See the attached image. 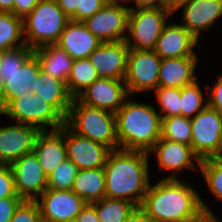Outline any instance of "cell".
Instances as JSON below:
<instances>
[{
    "label": "cell",
    "instance_id": "obj_45",
    "mask_svg": "<svg viewBox=\"0 0 222 222\" xmlns=\"http://www.w3.org/2000/svg\"><path fill=\"white\" fill-rule=\"evenodd\" d=\"M189 1L190 0H164V7L174 14L182 5Z\"/></svg>",
    "mask_w": 222,
    "mask_h": 222
},
{
    "label": "cell",
    "instance_id": "obj_42",
    "mask_svg": "<svg viewBox=\"0 0 222 222\" xmlns=\"http://www.w3.org/2000/svg\"><path fill=\"white\" fill-rule=\"evenodd\" d=\"M80 1L81 0H56L59 7L69 18L76 13L77 8H80Z\"/></svg>",
    "mask_w": 222,
    "mask_h": 222
},
{
    "label": "cell",
    "instance_id": "obj_49",
    "mask_svg": "<svg viewBox=\"0 0 222 222\" xmlns=\"http://www.w3.org/2000/svg\"><path fill=\"white\" fill-rule=\"evenodd\" d=\"M63 222H78L77 219H71V220H66V221H63Z\"/></svg>",
    "mask_w": 222,
    "mask_h": 222
},
{
    "label": "cell",
    "instance_id": "obj_30",
    "mask_svg": "<svg viewBox=\"0 0 222 222\" xmlns=\"http://www.w3.org/2000/svg\"><path fill=\"white\" fill-rule=\"evenodd\" d=\"M161 138L191 146V118L184 116L162 118Z\"/></svg>",
    "mask_w": 222,
    "mask_h": 222
},
{
    "label": "cell",
    "instance_id": "obj_17",
    "mask_svg": "<svg viewBox=\"0 0 222 222\" xmlns=\"http://www.w3.org/2000/svg\"><path fill=\"white\" fill-rule=\"evenodd\" d=\"M129 47L124 41L102 42L90 55L89 60L100 78L124 80L127 71Z\"/></svg>",
    "mask_w": 222,
    "mask_h": 222
},
{
    "label": "cell",
    "instance_id": "obj_36",
    "mask_svg": "<svg viewBox=\"0 0 222 222\" xmlns=\"http://www.w3.org/2000/svg\"><path fill=\"white\" fill-rule=\"evenodd\" d=\"M20 197L15 189L14 175L11 166L0 164V199Z\"/></svg>",
    "mask_w": 222,
    "mask_h": 222
},
{
    "label": "cell",
    "instance_id": "obj_41",
    "mask_svg": "<svg viewBox=\"0 0 222 222\" xmlns=\"http://www.w3.org/2000/svg\"><path fill=\"white\" fill-rule=\"evenodd\" d=\"M76 219L78 222H100L95 209V202L86 203Z\"/></svg>",
    "mask_w": 222,
    "mask_h": 222
},
{
    "label": "cell",
    "instance_id": "obj_15",
    "mask_svg": "<svg viewBox=\"0 0 222 222\" xmlns=\"http://www.w3.org/2000/svg\"><path fill=\"white\" fill-rule=\"evenodd\" d=\"M64 140L67 159L71 160L79 170L104 167L111 149L106 145L82 137L64 125Z\"/></svg>",
    "mask_w": 222,
    "mask_h": 222
},
{
    "label": "cell",
    "instance_id": "obj_21",
    "mask_svg": "<svg viewBox=\"0 0 222 222\" xmlns=\"http://www.w3.org/2000/svg\"><path fill=\"white\" fill-rule=\"evenodd\" d=\"M101 43L83 22L70 20L55 44L76 60L89 58Z\"/></svg>",
    "mask_w": 222,
    "mask_h": 222
},
{
    "label": "cell",
    "instance_id": "obj_16",
    "mask_svg": "<svg viewBox=\"0 0 222 222\" xmlns=\"http://www.w3.org/2000/svg\"><path fill=\"white\" fill-rule=\"evenodd\" d=\"M39 127L17 123L0 128V164L10 165L25 154L33 152Z\"/></svg>",
    "mask_w": 222,
    "mask_h": 222
},
{
    "label": "cell",
    "instance_id": "obj_3",
    "mask_svg": "<svg viewBox=\"0 0 222 222\" xmlns=\"http://www.w3.org/2000/svg\"><path fill=\"white\" fill-rule=\"evenodd\" d=\"M115 116L120 149L148 153L161 137L162 118L152 105L125 100Z\"/></svg>",
    "mask_w": 222,
    "mask_h": 222
},
{
    "label": "cell",
    "instance_id": "obj_32",
    "mask_svg": "<svg viewBox=\"0 0 222 222\" xmlns=\"http://www.w3.org/2000/svg\"><path fill=\"white\" fill-rule=\"evenodd\" d=\"M78 167L69 159L58 165L54 171L47 176V188L55 190H71L77 175Z\"/></svg>",
    "mask_w": 222,
    "mask_h": 222
},
{
    "label": "cell",
    "instance_id": "obj_40",
    "mask_svg": "<svg viewBox=\"0 0 222 222\" xmlns=\"http://www.w3.org/2000/svg\"><path fill=\"white\" fill-rule=\"evenodd\" d=\"M40 2V0H14L13 14L24 19Z\"/></svg>",
    "mask_w": 222,
    "mask_h": 222
},
{
    "label": "cell",
    "instance_id": "obj_48",
    "mask_svg": "<svg viewBox=\"0 0 222 222\" xmlns=\"http://www.w3.org/2000/svg\"><path fill=\"white\" fill-rule=\"evenodd\" d=\"M125 3L128 1H133V0H106L107 4H115V5H119L120 3L124 2ZM120 2V3H119Z\"/></svg>",
    "mask_w": 222,
    "mask_h": 222
},
{
    "label": "cell",
    "instance_id": "obj_35",
    "mask_svg": "<svg viewBox=\"0 0 222 222\" xmlns=\"http://www.w3.org/2000/svg\"><path fill=\"white\" fill-rule=\"evenodd\" d=\"M10 222H42L37 202L23 200L15 209Z\"/></svg>",
    "mask_w": 222,
    "mask_h": 222
},
{
    "label": "cell",
    "instance_id": "obj_33",
    "mask_svg": "<svg viewBox=\"0 0 222 222\" xmlns=\"http://www.w3.org/2000/svg\"><path fill=\"white\" fill-rule=\"evenodd\" d=\"M199 168L208 188L219 200H222V157L201 160Z\"/></svg>",
    "mask_w": 222,
    "mask_h": 222
},
{
    "label": "cell",
    "instance_id": "obj_8",
    "mask_svg": "<svg viewBox=\"0 0 222 222\" xmlns=\"http://www.w3.org/2000/svg\"><path fill=\"white\" fill-rule=\"evenodd\" d=\"M171 15L172 13L165 7L130 9L128 35L125 39L127 46L130 49L154 50L167 24L166 18Z\"/></svg>",
    "mask_w": 222,
    "mask_h": 222
},
{
    "label": "cell",
    "instance_id": "obj_38",
    "mask_svg": "<svg viewBox=\"0 0 222 222\" xmlns=\"http://www.w3.org/2000/svg\"><path fill=\"white\" fill-rule=\"evenodd\" d=\"M23 201L21 197H7L0 199V222H10L15 209Z\"/></svg>",
    "mask_w": 222,
    "mask_h": 222
},
{
    "label": "cell",
    "instance_id": "obj_19",
    "mask_svg": "<svg viewBox=\"0 0 222 222\" xmlns=\"http://www.w3.org/2000/svg\"><path fill=\"white\" fill-rule=\"evenodd\" d=\"M198 41L181 24H166L154 51L161 59L197 57L194 47Z\"/></svg>",
    "mask_w": 222,
    "mask_h": 222
},
{
    "label": "cell",
    "instance_id": "obj_24",
    "mask_svg": "<svg viewBox=\"0 0 222 222\" xmlns=\"http://www.w3.org/2000/svg\"><path fill=\"white\" fill-rule=\"evenodd\" d=\"M31 93L54 106L66 118L73 97L69 94L65 82L40 70L37 80L32 84Z\"/></svg>",
    "mask_w": 222,
    "mask_h": 222
},
{
    "label": "cell",
    "instance_id": "obj_7",
    "mask_svg": "<svg viewBox=\"0 0 222 222\" xmlns=\"http://www.w3.org/2000/svg\"><path fill=\"white\" fill-rule=\"evenodd\" d=\"M17 123L39 127L42 131L59 129L65 125V117L52 105L38 95L26 93L22 97L12 99L1 111Z\"/></svg>",
    "mask_w": 222,
    "mask_h": 222
},
{
    "label": "cell",
    "instance_id": "obj_22",
    "mask_svg": "<svg viewBox=\"0 0 222 222\" xmlns=\"http://www.w3.org/2000/svg\"><path fill=\"white\" fill-rule=\"evenodd\" d=\"M182 26L199 40L200 31L207 30L222 16V0H190L182 5Z\"/></svg>",
    "mask_w": 222,
    "mask_h": 222
},
{
    "label": "cell",
    "instance_id": "obj_2",
    "mask_svg": "<svg viewBox=\"0 0 222 222\" xmlns=\"http://www.w3.org/2000/svg\"><path fill=\"white\" fill-rule=\"evenodd\" d=\"M148 165L147 152L111 150L103 167L105 197L131 201L140 207L150 185Z\"/></svg>",
    "mask_w": 222,
    "mask_h": 222
},
{
    "label": "cell",
    "instance_id": "obj_23",
    "mask_svg": "<svg viewBox=\"0 0 222 222\" xmlns=\"http://www.w3.org/2000/svg\"><path fill=\"white\" fill-rule=\"evenodd\" d=\"M198 57L162 59L158 87L182 88L197 79L195 69Z\"/></svg>",
    "mask_w": 222,
    "mask_h": 222
},
{
    "label": "cell",
    "instance_id": "obj_4",
    "mask_svg": "<svg viewBox=\"0 0 222 222\" xmlns=\"http://www.w3.org/2000/svg\"><path fill=\"white\" fill-rule=\"evenodd\" d=\"M41 66L34 49L27 45L0 52V111L12 100L31 93Z\"/></svg>",
    "mask_w": 222,
    "mask_h": 222
},
{
    "label": "cell",
    "instance_id": "obj_28",
    "mask_svg": "<svg viewBox=\"0 0 222 222\" xmlns=\"http://www.w3.org/2000/svg\"><path fill=\"white\" fill-rule=\"evenodd\" d=\"M24 45L23 19L13 13L0 12V52Z\"/></svg>",
    "mask_w": 222,
    "mask_h": 222
},
{
    "label": "cell",
    "instance_id": "obj_25",
    "mask_svg": "<svg viewBox=\"0 0 222 222\" xmlns=\"http://www.w3.org/2000/svg\"><path fill=\"white\" fill-rule=\"evenodd\" d=\"M41 70L53 78L66 83L73 59L56 44H47L34 49Z\"/></svg>",
    "mask_w": 222,
    "mask_h": 222
},
{
    "label": "cell",
    "instance_id": "obj_20",
    "mask_svg": "<svg viewBox=\"0 0 222 222\" xmlns=\"http://www.w3.org/2000/svg\"><path fill=\"white\" fill-rule=\"evenodd\" d=\"M33 153L44 173L49 176L58 165L67 159L64 125L59 129L41 131L37 137Z\"/></svg>",
    "mask_w": 222,
    "mask_h": 222
},
{
    "label": "cell",
    "instance_id": "obj_37",
    "mask_svg": "<svg viewBox=\"0 0 222 222\" xmlns=\"http://www.w3.org/2000/svg\"><path fill=\"white\" fill-rule=\"evenodd\" d=\"M106 4V0H81L80 8L70 18L72 21L83 22Z\"/></svg>",
    "mask_w": 222,
    "mask_h": 222
},
{
    "label": "cell",
    "instance_id": "obj_10",
    "mask_svg": "<svg viewBox=\"0 0 222 222\" xmlns=\"http://www.w3.org/2000/svg\"><path fill=\"white\" fill-rule=\"evenodd\" d=\"M161 61L154 50L129 49L124 79L129 95L158 87Z\"/></svg>",
    "mask_w": 222,
    "mask_h": 222
},
{
    "label": "cell",
    "instance_id": "obj_13",
    "mask_svg": "<svg viewBox=\"0 0 222 222\" xmlns=\"http://www.w3.org/2000/svg\"><path fill=\"white\" fill-rule=\"evenodd\" d=\"M37 200L42 222H63L76 219L86 202L72 190L47 188ZM40 199V200H39Z\"/></svg>",
    "mask_w": 222,
    "mask_h": 222
},
{
    "label": "cell",
    "instance_id": "obj_1",
    "mask_svg": "<svg viewBox=\"0 0 222 222\" xmlns=\"http://www.w3.org/2000/svg\"><path fill=\"white\" fill-rule=\"evenodd\" d=\"M140 208L153 222H190L212 213L195 189L178 178L150 184Z\"/></svg>",
    "mask_w": 222,
    "mask_h": 222
},
{
    "label": "cell",
    "instance_id": "obj_44",
    "mask_svg": "<svg viewBox=\"0 0 222 222\" xmlns=\"http://www.w3.org/2000/svg\"><path fill=\"white\" fill-rule=\"evenodd\" d=\"M125 222H153V221L147 217L145 212L140 207H136L127 217Z\"/></svg>",
    "mask_w": 222,
    "mask_h": 222
},
{
    "label": "cell",
    "instance_id": "obj_9",
    "mask_svg": "<svg viewBox=\"0 0 222 222\" xmlns=\"http://www.w3.org/2000/svg\"><path fill=\"white\" fill-rule=\"evenodd\" d=\"M191 147L201 159L222 157V115L207 106L191 118Z\"/></svg>",
    "mask_w": 222,
    "mask_h": 222
},
{
    "label": "cell",
    "instance_id": "obj_47",
    "mask_svg": "<svg viewBox=\"0 0 222 222\" xmlns=\"http://www.w3.org/2000/svg\"><path fill=\"white\" fill-rule=\"evenodd\" d=\"M14 0H0V12L12 13Z\"/></svg>",
    "mask_w": 222,
    "mask_h": 222
},
{
    "label": "cell",
    "instance_id": "obj_31",
    "mask_svg": "<svg viewBox=\"0 0 222 222\" xmlns=\"http://www.w3.org/2000/svg\"><path fill=\"white\" fill-rule=\"evenodd\" d=\"M181 92V116L193 118L203 111L208 105L203 98L202 90L197 80L180 88ZM203 102H205L203 106ZM194 114V115H193Z\"/></svg>",
    "mask_w": 222,
    "mask_h": 222
},
{
    "label": "cell",
    "instance_id": "obj_6",
    "mask_svg": "<svg viewBox=\"0 0 222 222\" xmlns=\"http://www.w3.org/2000/svg\"><path fill=\"white\" fill-rule=\"evenodd\" d=\"M69 21L56 0H40L23 19L25 44L32 49L55 44Z\"/></svg>",
    "mask_w": 222,
    "mask_h": 222
},
{
    "label": "cell",
    "instance_id": "obj_27",
    "mask_svg": "<svg viewBox=\"0 0 222 222\" xmlns=\"http://www.w3.org/2000/svg\"><path fill=\"white\" fill-rule=\"evenodd\" d=\"M98 78H100L98 72L88 58L76 59L73 61L71 72L66 81L67 90L73 98H76Z\"/></svg>",
    "mask_w": 222,
    "mask_h": 222
},
{
    "label": "cell",
    "instance_id": "obj_43",
    "mask_svg": "<svg viewBox=\"0 0 222 222\" xmlns=\"http://www.w3.org/2000/svg\"><path fill=\"white\" fill-rule=\"evenodd\" d=\"M133 1L135 2V4H134L133 8L129 7V9L164 7V0H133Z\"/></svg>",
    "mask_w": 222,
    "mask_h": 222
},
{
    "label": "cell",
    "instance_id": "obj_18",
    "mask_svg": "<svg viewBox=\"0 0 222 222\" xmlns=\"http://www.w3.org/2000/svg\"><path fill=\"white\" fill-rule=\"evenodd\" d=\"M150 152H156L160 171H173V174L167 179H177L174 172L181 171L183 168L198 170L194 162L198 166L201 164V159L195 154L191 146L161 137Z\"/></svg>",
    "mask_w": 222,
    "mask_h": 222
},
{
    "label": "cell",
    "instance_id": "obj_12",
    "mask_svg": "<svg viewBox=\"0 0 222 222\" xmlns=\"http://www.w3.org/2000/svg\"><path fill=\"white\" fill-rule=\"evenodd\" d=\"M10 166L17 195L23 200L35 201L47 189V175L33 152L13 161Z\"/></svg>",
    "mask_w": 222,
    "mask_h": 222
},
{
    "label": "cell",
    "instance_id": "obj_5",
    "mask_svg": "<svg viewBox=\"0 0 222 222\" xmlns=\"http://www.w3.org/2000/svg\"><path fill=\"white\" fill-rule=\"evenodd\" d=\"M65 125L77 135L102 143L111 150L119 149L114 113L82 104L73 98Z\"/></svg>",
    "mask_w": 222,
    "mask_h": 222
},
{
    "label": "cell",
    "instance_id": "obj_14",
    "mask_svg": "<svg viewBox=\"0 0 222 222\" xmlns=\"http://www.w3.org/2000/svg\"><path fill=\"white\" fill-rule=\"evenodd\" d=\"M129 96L124 80L98 78L76 98L90 107L116 113Z\"/></svg>",
    "mask_w": 222,
    "mask_h": 222
},
{
    "label": "cell",
    "instance_id": "obj_46",
    "mask_svg": "<svg viewBox=\"0 0 222 222\" xmlns=\"http://www.w3.org/2000/svg\"><path fill=\"white\" fill-rule=\"evenodd\" d=\"M190 222H220L213 213L203 212L198 218Z\"/></svg>",
    "mask_w": 222,
    "mask_h": 222
},
{
    "label": "cell",
    "instance_id": "obj_39",
    "mask_svg": "<svg viewBox=\"0 0 222 222\" xmlns=\"http://www.w3.org/2000/svg\"><path fill=\"white\" fill-rule=\"evenodd\" d=\"M211 91L210 96L207 97V105L210 108L217 110L222 115V75L218 77V80L213 88L206 87ZM210 97V98H209Z\"/></svg>",
    "mask_w": 222,
    "mask_h": 222
},
{
    "label": "cell",
    "instance_id": "obj_26",
    "mask_svg": "<svg viewBox=\"0 0 222 222\" xmlns=\"http://www.w3.org/2000/svg\"><path fill=\"white\" fill-rule=\"evenodd\" d=\"M105 186L106 177L102 167L79 170L71 190L86 203H93L105 197Z\"/></svg>",
    "mask_w": 222,
    "mask_h": 222
},
{
    "label": "cell",
    "instance_id": "obj_50",
    "mask_svg": "<svg viewBox=\"0 0 222 222\" xmlns=\"http://www.w3.org/2000/svg\"><path fill=\"white\" fill-rule=\"evenodd\" d=\"M1 87H2V78H1V72H0V90H1Z\"/></svg>",
    "mask_w": 222,
    "mask_h": 222
},
{
    "label": "cell",
    "instance_id": "obj_29",
    "mask_svg": "<svg viewBox=\"0 0 222 222\" xmlns=\"http://www.w3.org/2000/svg\"><path fill=\"white\" fill-rule=\"evenodd\" d=\"M136 207L131 201L107 197L95 202L100 222H125Z\"/></svg>",
    "mask_w": 222,
    "mask_h": 222
},
{
    "label": "cell",
    "instance_id": "obj_34",
    "mask_svg": "<svg viewBox=\"0 0 222 222\" xmlns=\"http://www.w3.org/2000/svg\"><path fill=\"white\" fill-rule=\"evenodd\" d=\"M160 103L161 118L181 116V92L178 88L157 87L155 89ZM163 114V115H162Z\"/></svg>",
    "mask_w": 222,
    "mask_h": 222
},
{
    "label": "cell",
    "instance_id": "obj_11",
    "mask_svg": "<svg viewBox=\"0 0 222 222\" xmlns=\"http://www.w3.org/2000/svg\"><path fill=\"white\" fill-rule=\"evenodd\" d=\"M129 7L105 4L83 23L102 42L124 41L128 30Z\"/></svg>",
    "mask_w": 222,
    "mask_h": 222
}]
</instances>
